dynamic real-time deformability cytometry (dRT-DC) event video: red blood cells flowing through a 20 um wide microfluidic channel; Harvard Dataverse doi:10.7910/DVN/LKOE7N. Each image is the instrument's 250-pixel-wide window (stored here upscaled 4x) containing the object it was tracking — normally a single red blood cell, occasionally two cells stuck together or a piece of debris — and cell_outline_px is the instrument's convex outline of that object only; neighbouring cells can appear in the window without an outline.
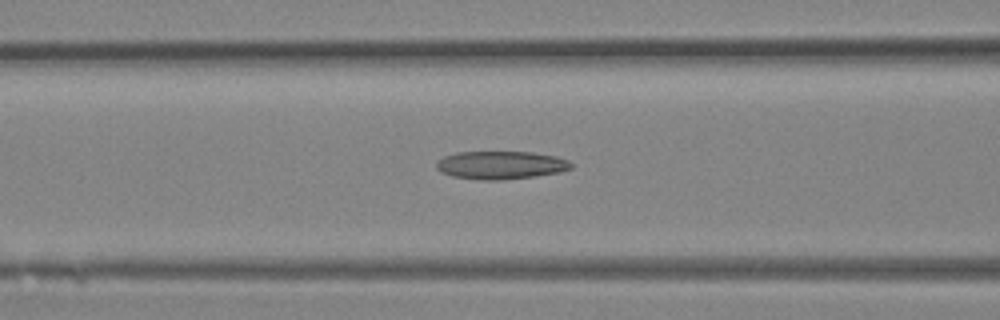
{"species": "Egyptian fruit bat (a non-hibernating species)", "species_latin": "Rousettus aegyptiacus", "temperature_condition": "room temperature", "stored_images_in_passage": 34, "camera_frame_rate_fps": 3000, "um_per_image_px": 0.085, "animal": {"sex": "female"}, "frame": {"image": 1, "passage_image": 14, "time_ms": 4.333, "image_size_px": [1000, 320], "cell_outline_px": [[572, 168], [560, 172], [536, 176], [500, 180], [480, 180], [452, 176], [440, 172], [436, 168], [436, 160], [444, 156], [456, 152], [532, 152], [556, 156], [568, 160], [572, 164]], "centroid_in_image_um": [42.54, 14.03], "position_along_channel_um": 124.1, "area_um2": 22.2}}
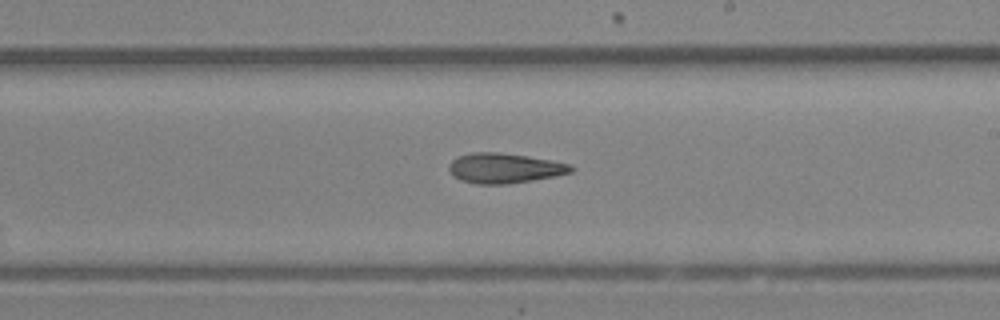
{"frame": {"image": 2, "passage_image": 20, "time_ms": 6.333, "image_size_px": [1000, 320], "cell_outline_px": [[576, 168], [572, 172], [532, 180], [504, 184], [476, 184], [460, 180], [452, 176], [448, 168], [448, 164], [456, 156], [472, 152], [500, 152], [528, 156], [552, 160], [572, 164]], "centroid_in_image_um": [42.85, 14.28], "position_along_channel_um": 246.1, "area_um2": 21.56}}
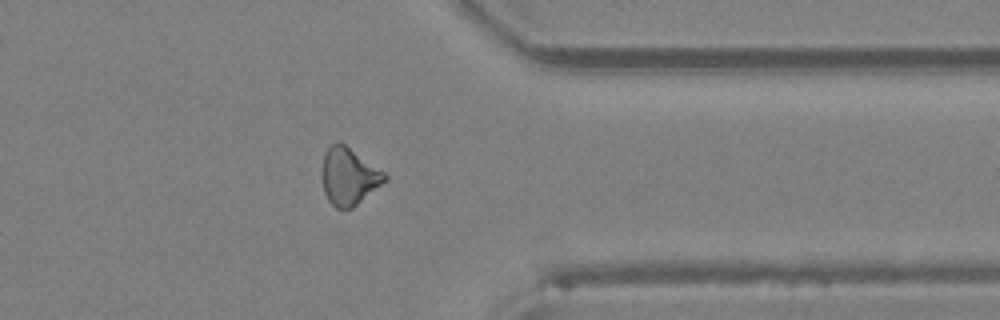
{"frame": {"image": 3, "passage_image": 27, "time_ms": 8.667, "image_size_px": [1000, 320], "cell_outline_px": [[388, 180], [352, 208], [336, 208], [328, 200], [324, 192], [320, 176], [324, 152], [328, 144], [344, 144], [384, 172], [388, 176]], "centroid_in_image_um": [29.62, 15.0], "position_along_channel_um": 381.8, "area_um2": 20.92}}